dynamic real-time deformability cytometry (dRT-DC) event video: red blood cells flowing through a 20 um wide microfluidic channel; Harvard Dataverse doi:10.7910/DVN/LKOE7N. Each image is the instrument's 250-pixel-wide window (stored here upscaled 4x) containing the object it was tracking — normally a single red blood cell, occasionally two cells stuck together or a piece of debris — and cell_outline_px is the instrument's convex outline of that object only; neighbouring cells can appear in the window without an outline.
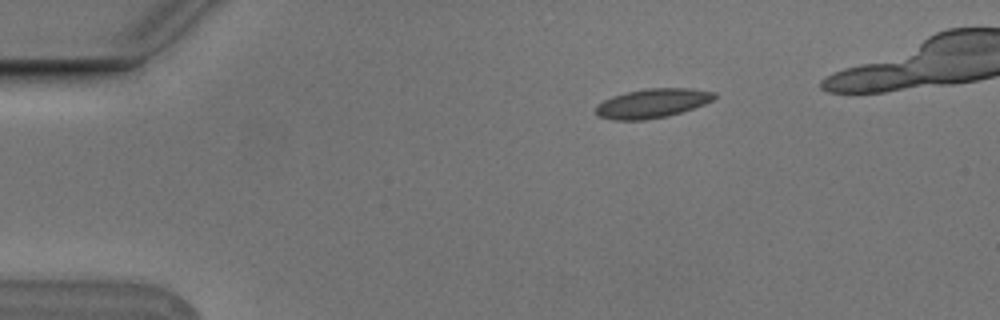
{"species": "Egyptian fruit bat (a non-hibernating species)", "species_latin": "Rousettus aegyptiacus", "temperature_condition": "cold", "stored_images_in_passage": 11, "camera_frame_rate_fps": 3000, "um_per_image_px": 0.085, "animal": {"sex": "male"}, "frame": {"image": 1, "passage_image": 2, "time_ms": 0.333, "image_size_px": [1000, 320], "cell_outline_px": [[716, 96], [712, 100], [704, 104], [668, 116], [644, 120], [612, 120], [600, 116], [596, 112], [596, 104], [612, 96], [644, 88], [688, 88], [716, 92]], "centroid_in_image_um": [55.43, 8.77], "position_along_channel_um": 29.6, "area_um2": 20.06}}
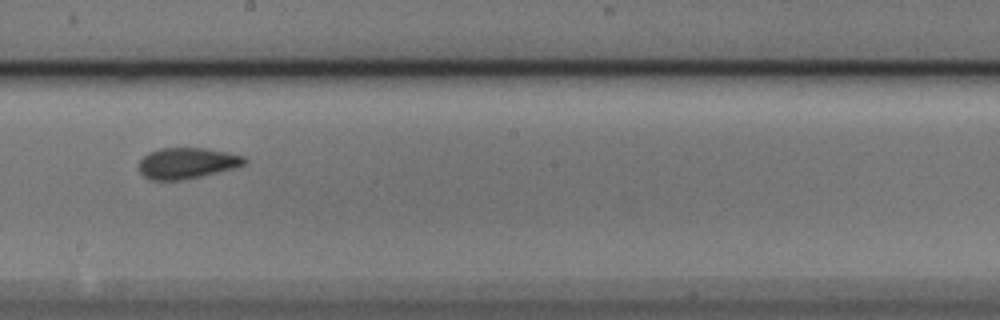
{"frame": {"image": 2, "passage_image": 8, "time_ms": 2.333, "image_size_px": [1000, 320], "cell_outline_px": [[248, 160], [244, 164], [232, 168], [200, 176], [180, 180], [152, 180], [144, 176], [140, 172], [140, 160], [148, 152], [160, 148], [204, 148], [244, 156]], "centroid_in_image_um": [15.86, 13.86], "position_along_channel_um": 232.3, "area_um2": 18.73}}
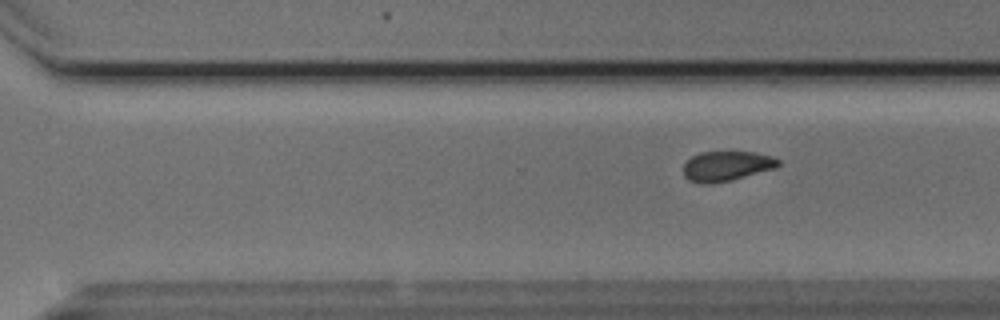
{"frame": {"image": 3, "passage_image": 11, "time_ms": 3.333, "image_size_px": [1000, 320], "cell_outline_px": [[780, 164], [776, 168], [732, 180], [712, 184], [700, 184], [688, 180], [684, 176], [684, 164], [692, 156], [700, 152], [756, 152], [772, 156], [780, 160]], "centroid_in_image_um": [61.76, 14.12], "position_along_channel_um": 308.8, "area_um2": 16.7}}